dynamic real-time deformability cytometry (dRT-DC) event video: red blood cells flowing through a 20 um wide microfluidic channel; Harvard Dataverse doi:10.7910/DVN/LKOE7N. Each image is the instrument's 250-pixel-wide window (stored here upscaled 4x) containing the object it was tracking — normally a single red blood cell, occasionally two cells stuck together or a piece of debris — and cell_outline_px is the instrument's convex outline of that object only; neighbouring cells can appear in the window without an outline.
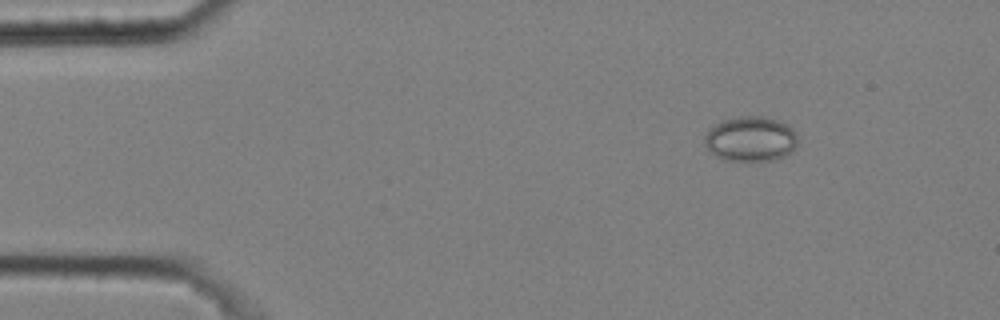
{"species": "common noctule bat (a hibernating species)", "species_latin": "Nyctalus noctula", "temperature_condition": "cold", "stored_images_in_passage": 45, "camera_frame_rate_fps": 3000, "um_per_image_px": 0.085, "animal": {"sex": "male", "body_mass_g": 20.4}, "frame": {"image": 1, "passage_image": 1, "time_ms": 0.0, "image_size_px": [1000, 320], "cell_outline_px": [[796, 144], [792, 152], [784, 156], [772, 160], [724, 160], [716, 156], [704, 144], [704, 136], [720, 120], [740, 116], [764, 116], [788, 124], [796, 132]], "centroid_in_image_um": [63.81, 11.8], "position_along_channel_um": 21.2, "area_um2": 24.33}}
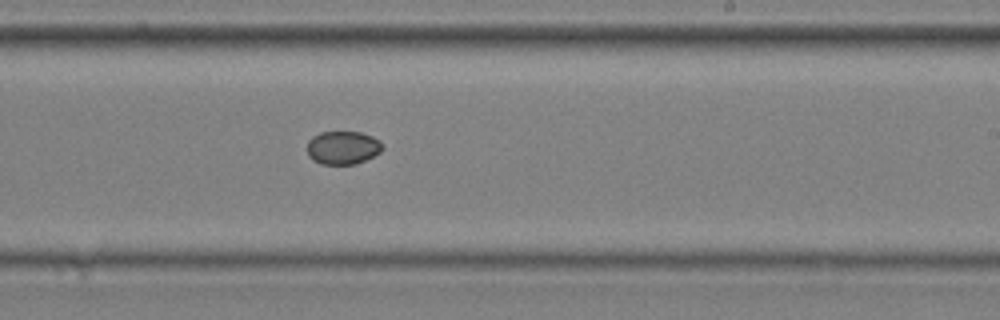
{"frame": {"image": 2, "passage_image": 27, "time_ms": 8.667, "image_size_px": [1000, 320], "cell_outline_px": [[384, 148], [380, 152], [356, 164], [320, 164], [312, 160], [308, 156], [308, 140], [312, 136], [320, 132], [360, 132], [372, 136], [380, 140], [384, 144]], "centroid_in_image_um": [29.14, 12.55], "position_along_channel_um": 259.9, "area_um2": 14.74}}
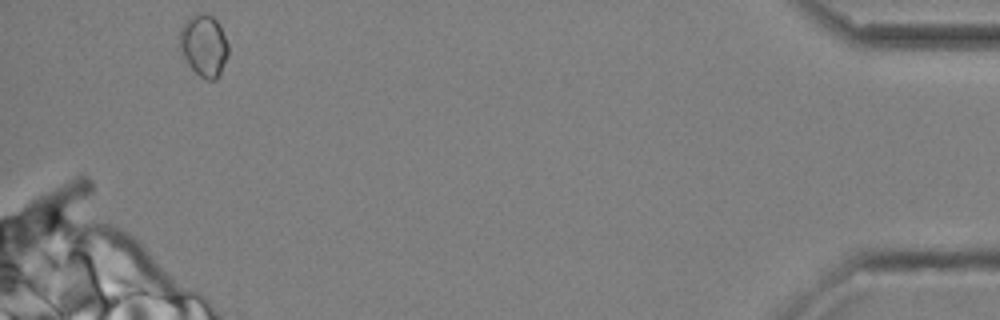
{"frame": {"image": 3, "passage_image": 45, "time_ms": 14.667, "image_size_px": [1000, 320], "cell_outline_px": [[228, 56], [216, 80], [208, 80], [200, 76], [180, 56], [176, 44], [180, 28], [188, 16], [196, 12], [208, 12], [216, 20], [228, 44]], "centroid_in_image_um": [17.25, 3.83], "position_along_channel_um": 418.0, "area_um2": 18.15}}